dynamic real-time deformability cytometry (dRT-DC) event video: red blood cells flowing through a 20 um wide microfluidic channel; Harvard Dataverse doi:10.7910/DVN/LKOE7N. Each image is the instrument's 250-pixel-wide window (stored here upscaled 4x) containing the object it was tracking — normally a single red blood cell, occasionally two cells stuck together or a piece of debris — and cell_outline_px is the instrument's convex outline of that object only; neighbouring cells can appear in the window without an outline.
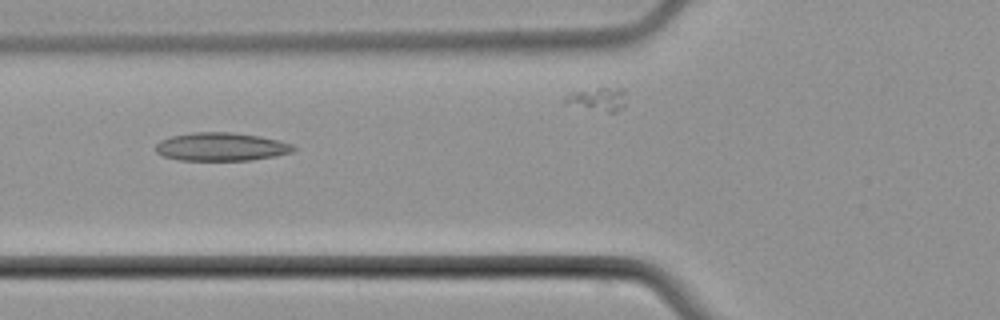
{"species": "common noctule bat (a hibernating species)", "species_latin": "Nyctalus noctula", "temperature_condition": "cold", "stored_images_in_passage": 8, "camera_frame_rate_fps": 3000, "um_per_image_px": 0.085, "animal": {"sex": "male", "body_mass_g": 21.5, "forearm_length_mm": 52.0}, "frame": {"image": 1, "passage_image": 5, "time_ms": 5.667, "image_size_px": [1000, 320], "cell_outline_px": [[296, 148], [292, 152], [276, 156], [252, 160], [180, 160], [164, 156], [156, 152], [156, 144], [160, 140], [172, 136], [192, 132], [232, 132], [260, 136], [280, 140], [292, 144]], "centroid_in_image_um": [18.83, 12.47], "position_along_channel_um": 107.0, "area_um2": 22.77}}
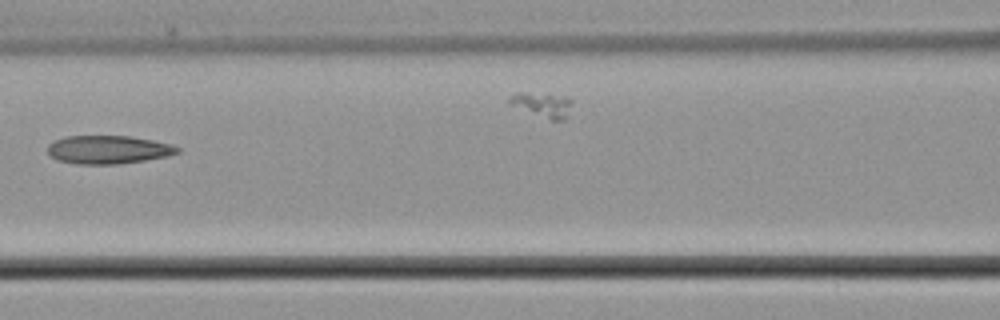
{"frame": {"image": 2, "passage_image": 6, "time_ms": 7.0, "image_size_px": [1000, 320], "cell_outline_px": [[180, 152], [168, 156], [144, 160], [116, 164], [76, 164], [56, 160], [48, 152], [48, 144], [52, 140], [64, 136], [132, 136], [172, 144], [180, 148]], "centroid_in_image_um": [9.18, 12.71], "position_along_channel_um": 157.4, "area_um2": 21.56}}
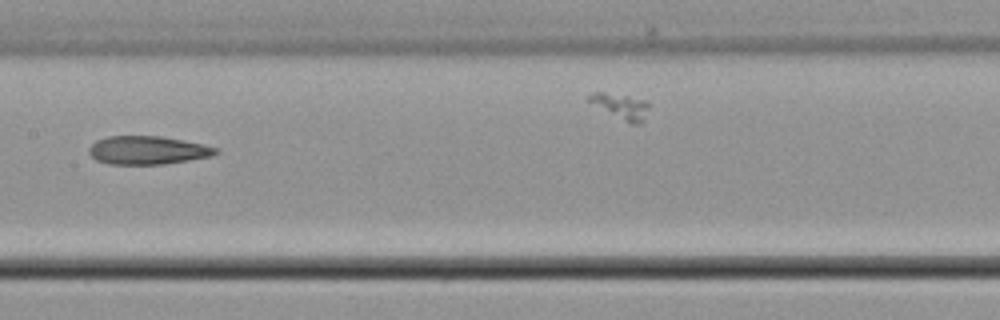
{"frame": {"image": 3, "passage_image": 7, "time_ms": 8.0, "image_size_px": [1000, 320], "cell_outline_px": [[220, 152], [212, 156], [164, 164], [108, 164], [96, 160], [88, 152], [88, 148], [96, 140], [108, 136], [160, 136], [204, 144], [216, 148]], "centroid_in_image_um": [12.53, 12.77], "position_along_channel_um": 194.9, "area_um2": 20.92}}